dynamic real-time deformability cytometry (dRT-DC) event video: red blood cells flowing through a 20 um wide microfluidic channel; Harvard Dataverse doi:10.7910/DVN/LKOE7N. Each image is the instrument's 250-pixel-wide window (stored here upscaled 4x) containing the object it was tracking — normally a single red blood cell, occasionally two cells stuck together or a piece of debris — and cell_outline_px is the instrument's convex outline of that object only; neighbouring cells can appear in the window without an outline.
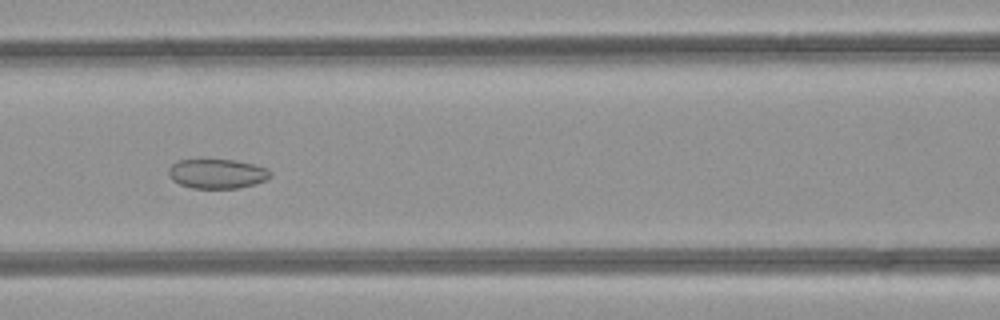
{"species": "common noctule bat (a hibernating species)", "species_latin": "Nyctalus noctula", "temperature_condition": "room temperature", "stored_images_in_passage": 48, "camera_frame_rate_fps": 3000, "um_per_image_px": 0.085, "animal": {"sex": "female", "body_mass_g": 21.9}, "frame": {"image": 1, "passage_image": 21, "time_ms": 6.667, "image_size_px": [1000, 320], "cell_outline_px": [[272, 176], [256, 184], [240, 188], [192, 188], [180, 184], [172, 180], [168, 176], [168, 168], [172, 164], [180, 160], [232, 160], [252, 164], [268, 168], [272, 172]], "centroid_in_image_um": [18.46, 14.77], "position_along_channel_um": 148.1, "area_um2": 17.51}}
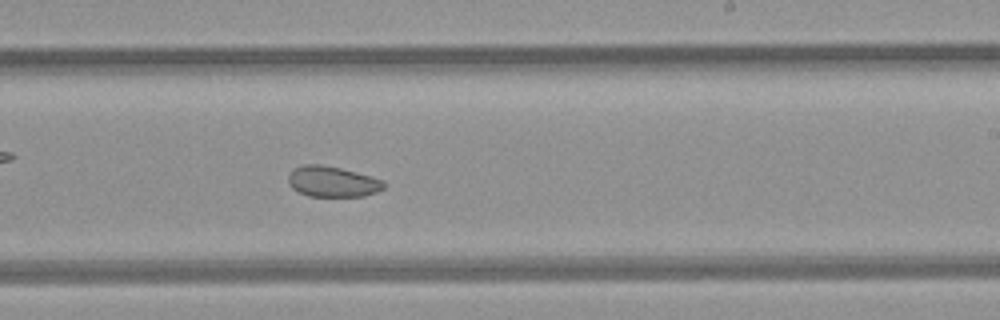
{"frame": {"image": 2, "passage_image": 29, "time_ms": 9.333, "image_size_px": [1000, 320], "cell_outline_px": [[384, 188], [376, 192], [364, 196], [308, 196], [292, 188], [288, 180], [288, 176], [296, 168], [304, 164], [320, 164], [340, 168], [384, 180]], "centroid_in_image_um": [28.26, 15.44], "position_along_channel_um": 260.7, "area_um2": 16.82}}
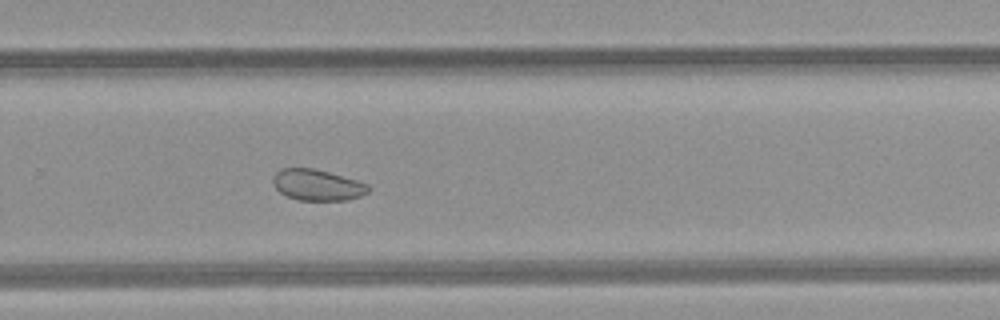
{"frame": {"image": 3, "passage_image": 32, "time_ms": 10.333, "image_size_px": [1000, 320], "cell_outline_px": [[372, 188], [368, 192], [360, 196], [348, 200], [300, 200], [288, 196], [280, 192], [272, 184], [272, 176], [280, 168], [312, 168], [328, 172], [356, 180], [368, 184]], "centroid_in_image_um": [26.96, 15.72], "position_along_channel_um": 302.8, "area_um2": 17.28}, "authors_computed_cell_mechanics": {"area_um2": 21.7039, "velocity_mm_per_s": 4.2368, "shape_relaxation_time_tau1_ms": null, "shape_relaxation_time_tau2_ms": 3.3714, "deformation_change_tau1": null, "deformation_change_tau2": 0.0751}}